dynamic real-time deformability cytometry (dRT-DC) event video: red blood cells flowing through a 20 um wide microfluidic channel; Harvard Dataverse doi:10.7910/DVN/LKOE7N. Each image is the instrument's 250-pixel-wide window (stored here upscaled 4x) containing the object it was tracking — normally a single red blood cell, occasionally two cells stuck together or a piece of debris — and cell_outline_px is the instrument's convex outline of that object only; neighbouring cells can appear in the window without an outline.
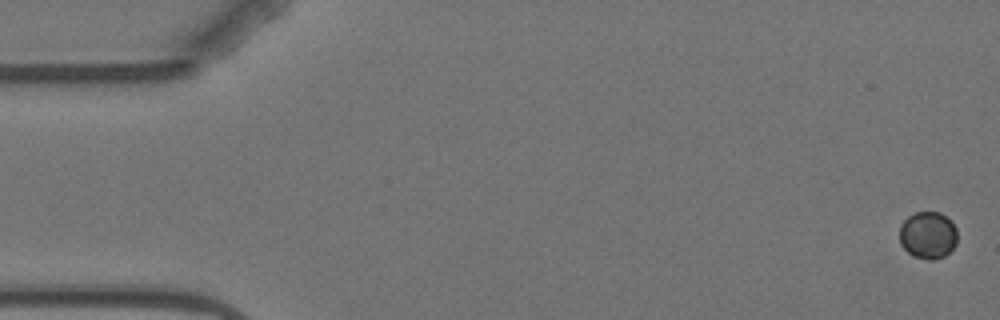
{"species": "Egyptian fruit bat (a non-hibernating species)", "species_latin": "Rousettus aegyptiacus", "temperature_condition": "warm", "stored_images_in_passage": 13, "camera_frame_rate_fps": 3000, "um_per_image_px": 0.085, "animal": {"sex": "female"}, "frame": {"image": 1, "passage_image": 1, "time_ms": 0.0, "image_size_px": [1000, 320], "cell_outline_px": [[956, 244], [944, 256], [936, 260], [928, 260], [912, 256], [900, 244], [900, 224], [908, 216], [916, 212], [940, 212], [952, 220], [956, 228]], "centroid_in_image_um": [78.87, 19.98], "position_along_channel_um": 6.1, "area_um2": 16.07}}
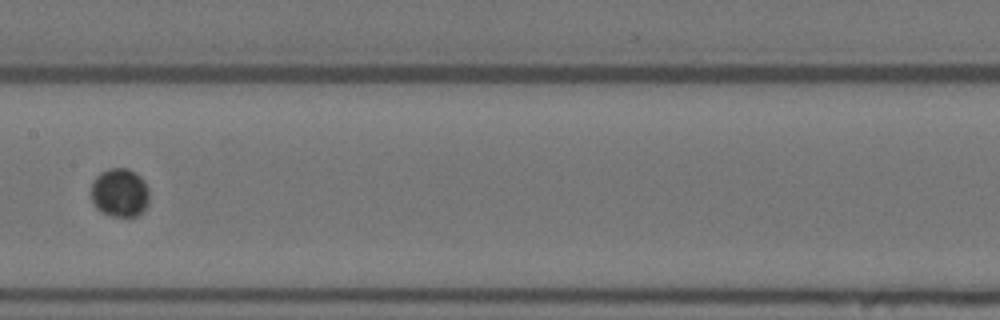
{"frame": {"image": 2, "passage_image": 8, "time_ms": 9.333, "image_size_px": [1000, 320], "cell_outline_px": [[148, 204], [136, 216], [108, 216], [100, 212], [96, 208], [92, 200], [92, 180], [100, 172], [108, 168], [128, 168], [136, 172], [144, 180], [148, 188]], "centroid_in_image_um": [10.16, 16.36], "position_along_channel_um": 197.2, "area_um2": 16.65}}
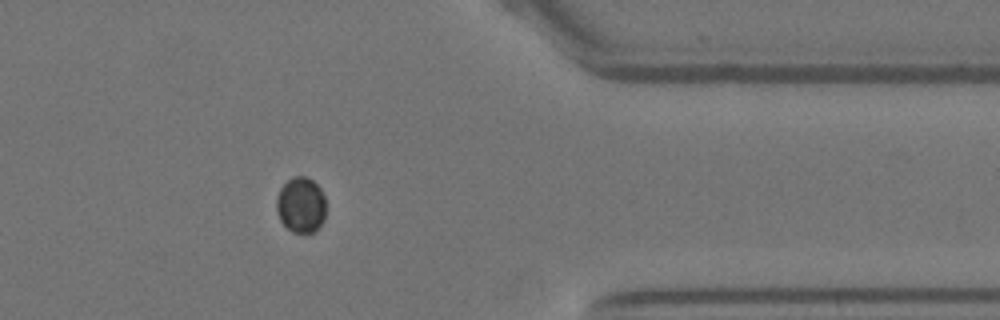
{"frame": {"image": 3, "passage_image": 13, "time_ms": 15.333, "image_size_px": [1000, 320], "cell_outline_px": [[324, 220], [312, 232], [304, 236], [292, 232], [280, 220], [276, 208], [276, 200], [280, 188], [292, 176], [304, 176], [312, 180], [320, 188], [324, 196]], "centroid_in_image_um": [25.56, 17.44], "position_along_channel_um": 385.8, "area_um2": 16.07}}